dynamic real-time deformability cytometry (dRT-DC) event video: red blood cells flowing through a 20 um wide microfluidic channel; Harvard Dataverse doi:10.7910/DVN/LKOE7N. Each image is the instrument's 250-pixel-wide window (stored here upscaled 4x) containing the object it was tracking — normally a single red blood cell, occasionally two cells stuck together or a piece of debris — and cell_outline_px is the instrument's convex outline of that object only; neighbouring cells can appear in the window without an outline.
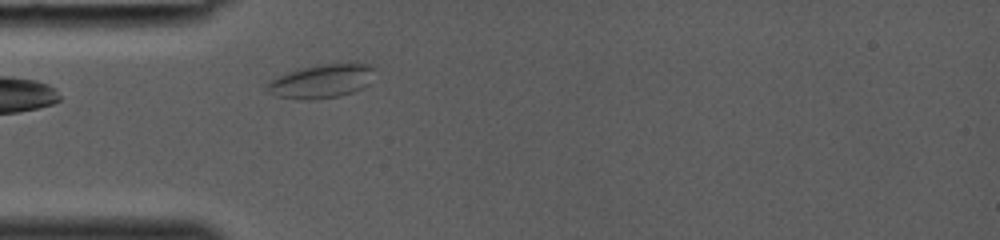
{"species": "common noctule bat (a hibernating species)", "species_latin": "Nyctalus noctula", "temperature_condition": "room temperature", "stored_images_in_passage": 25, "camera_frame_rate_fps": 3000, "um_per_image_px": 0.085, "animal": {"sex": "female", "body_mass_g": 19.0, "forearm_length_mm": 53.3}, "frame": {"image": 1, "passage_image": 1, "time_ms": 0.0, "image_size_px": [1000, 240], "cell_outline_px": [[372, 68], [368, 84], [364, 88], [340, 96], [312, 100], [304, 100], [276, 96], [268, 92], [264, 88], [272, 80], [288, 72], [300, 68], [324, 64], [368, 64]], "centroid_in_image_um": [27.27, 6.93], "position_along_channel_um": 57.7, "area_um2": 20.69}}
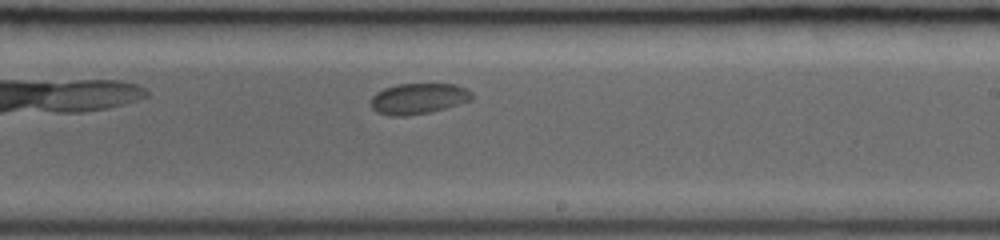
{"frame": {"image": 2, "passage_image": 13, "time_ms": 4.0, "image_size_px": [1000, 240], "cell_outline_px": [[472, 100], [444, 108], [428, 112], [404, 116], [388, 116], [376, 112], [372, 108], [372, 96], [376, 92], [384, 88], [396, 84], [456, 84], [468, 88], [472, 92]], "centroid_in_image_um": [35.56, 8.37], "position_along_channel_um": 253.4, "area_um2": 18.15}}
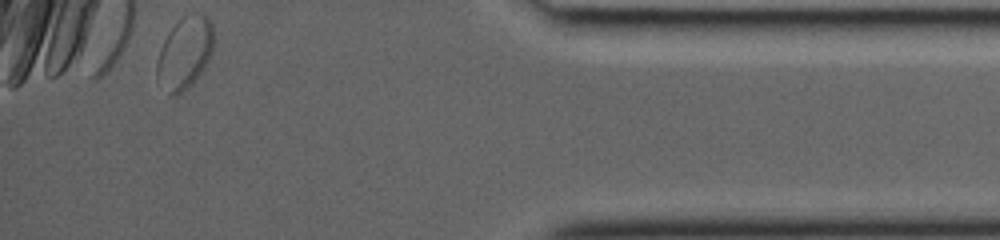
{"frame": {"image": 3, "passage_image": 25, "time_ms": 8.0, "image_size_px": [1000, 240], "cell_outline_px": [[212, 52], [204, 68], [192, 84], [188, 88], [180, 92], [168, 96], [156, 76], [156, 60], [160, 48], [168, 32], [180, 16], [192, 12], [204, 12], [212, 20]], "centroid_in_image_um": [15.69, 4.44], "position_along_channel_um": 419.5, "area_um2": 24.22}}